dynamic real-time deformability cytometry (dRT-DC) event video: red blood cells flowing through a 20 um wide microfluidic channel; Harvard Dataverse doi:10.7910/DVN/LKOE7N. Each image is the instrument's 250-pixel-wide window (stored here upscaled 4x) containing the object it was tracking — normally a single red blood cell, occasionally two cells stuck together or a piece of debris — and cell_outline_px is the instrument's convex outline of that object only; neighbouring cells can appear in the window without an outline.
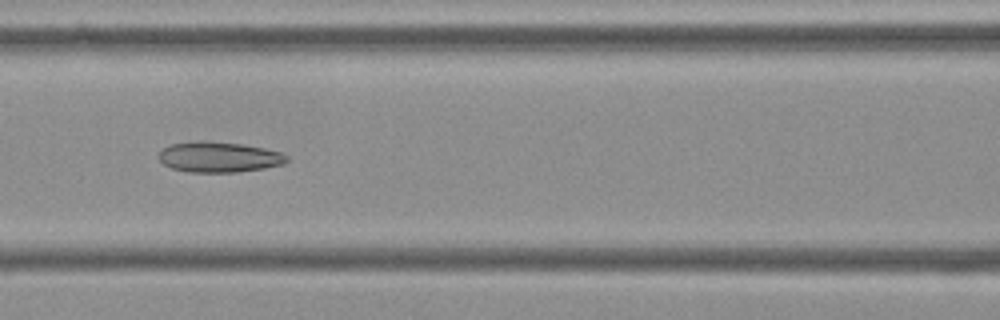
{"species": "Egyptian fruit bat (a non-hibernating species)", "species_latin": "Rousettus aegyptiacus", "temperature_condition": "cold", "stored_images_in_passage": 9, "camera_frame_rate_fps": 3000, "um_per_image_px": 0.085, "frame": {"image": 1, "passage_image": 6, "time_ms": 1.667, "image_size_px": [1000, 320], "cell_outline_px": [[288, 160], [284, 164], [264, 168], [236, 172], [188, 172], [172, 168], [164, 164], [156, 156], [164, 148], [172, 144], [200, 140], [244, 144], [264, 148], [280, 152], [288, 156]], "centroid_in_image_um": [18.61, 13.34], "position_along_channel_um": 148.0, "area_um2": 22.77}}
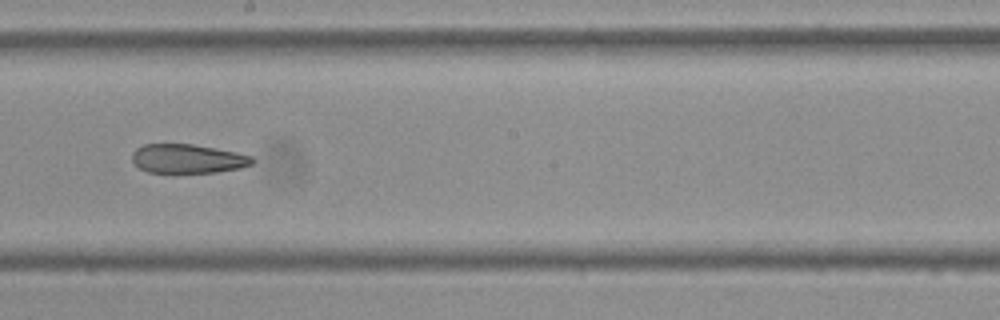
{"frame": {"image": 2, "passage_image": 8, "time_ms": 2.333, "image_size_px": [1000, 320], "cell_outline_px": [[256, 160], [252, 164], [240, 168], [216, 172], [148, 172], [140, 168], [132, 160], [132, 152], [136, 148], [144, 144], [192, 144], [236, 152], [252, 156]], "centroid_in_image_um": [15.96, 13.48], "position_along_channel_um": 232.2, "area_um2": 20.23}}
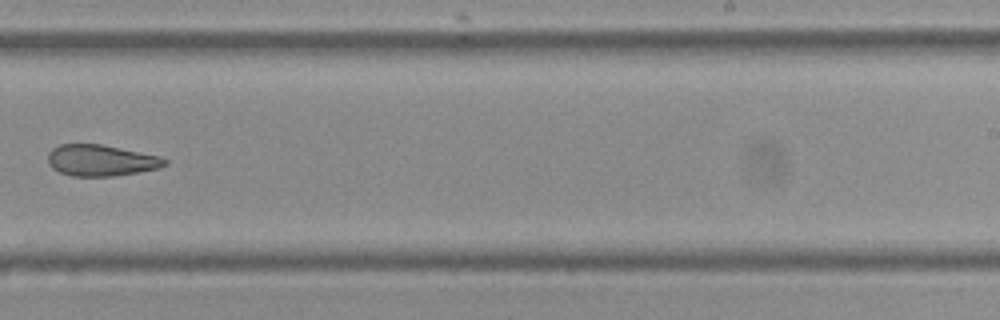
{"frame": {"image": 3, "passage_image": 9, "time_ms": 2.667, "image_size_px": [1000, 320], "cell_outline_px": [[168, 164], [160, 168], [112, 176], [72, 176], [60, 172], [52, 168], [48, 164], [48, 152], [52, 148], [60, 144], [100, 144], [160, 156], [168, 160]], "centroid_in_image_um": [8.57, 13.63], "position_along_channel_um": 280.4, "area_um2": 21.27}}